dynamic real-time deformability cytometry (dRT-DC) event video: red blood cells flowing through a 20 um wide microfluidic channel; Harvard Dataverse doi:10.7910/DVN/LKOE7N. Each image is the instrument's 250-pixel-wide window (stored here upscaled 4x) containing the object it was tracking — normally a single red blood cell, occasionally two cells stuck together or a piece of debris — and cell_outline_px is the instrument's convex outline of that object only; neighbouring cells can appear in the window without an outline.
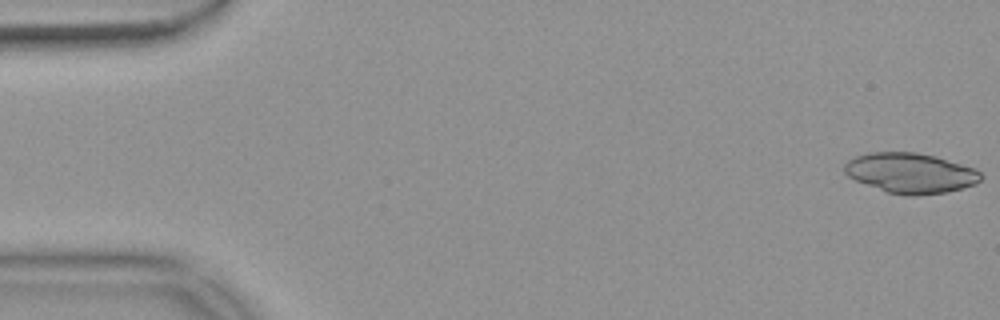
{"species": "common noctule bat (a hibernating species)", "species_latin": "Nyctalus noctula", "temperature_condition": "warm", "stored_images_in_passage": 54, "camera_frame_rate_fps": 3000, "um_per_image_px": 0.085, "animal": {"sex": "female", "body_mass_g": 18.4}, "frame": {"image": 1, "passage_image": 1, "time_ms": 0.0, "image_size_px": [1000, 320], "cell_outline_px": [[984, 176], [976, 184], [948, 192], [916, 196], [904, 196], [888, 192], [856, 180], [848, 176], [844, 172], [844, 164], [848, 160], [856, 156], [868, 152], [916, 152], [936, 156], [976, 168]], "centroid_in_image_um": [77.43, 14.71], "position_along_channel_um": 7.6, "area_um2": 32.14}}